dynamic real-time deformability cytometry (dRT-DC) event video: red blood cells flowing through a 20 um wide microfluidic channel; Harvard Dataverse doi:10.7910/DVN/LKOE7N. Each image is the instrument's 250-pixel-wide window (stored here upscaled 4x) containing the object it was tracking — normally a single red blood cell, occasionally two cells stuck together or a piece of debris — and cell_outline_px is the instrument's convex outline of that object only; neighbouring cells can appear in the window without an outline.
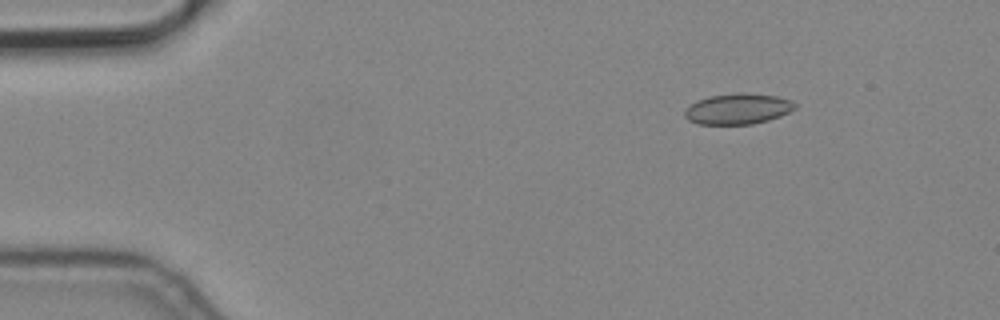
{"species": "common noctule bat (a hibernating species)", "species_latin": "Nyctalus noctula", "temperature_condition": "cold", "stored_images_in_passage": 6, "camera_frame_rate_fps": 3000, "um_per_image_px": 0.085, "animal": {"sex": "male", "body_mass_g": 19.2, "forearm_length_mm": 51.8}, "frame": {"image": 1, "passage_image": 3, "time_ms": 0.667, "image_size_px": [1000, 320], "cell_outline_px": [[796, 108], [780, 116], [768, 120], [752, 124], [696, 124], [688, 120], [684, 116], [684, 108], [696, 100], [708, 96], [736, 92], [744, 92], [776, 96], [792, 100], [796, 104]], "centroid_in_image_um": [62.68, 9.24], "position_along_channel_um": 22.3, "area_um2": 20.06}}